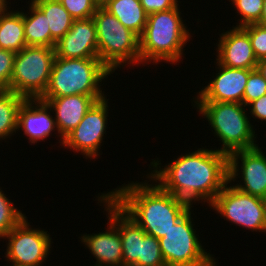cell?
I'll return each mask as SVG.
<instances>
[{
  "label": "cell",
  "mask_w": 266,
  "mask_h": 266,
  "mask_svg": "<svg viewBox=\"0 0 266 266\" xmlns=\"http://www.w3.org/2000/svg\"><path fill=\"white\" fill-rule=\"evenodd\" d=\"M99 6H102L103 4H105L108 0H95Z\"/></svg>",
  "instance_id": "cell-36"
},
{
  "label": "cell",
  "mask_w": 266,
  "mask_h": 266,
  "mask_svg": "<svg viewBox=\"0 0 266 266\" xmlns=\"http://www.w3.org/2000/svg\"><path fill=\"white\" fill-rule=\"evenodd\" d=\"M26 46L24 12H8L6 7L0 12V49L17 53Z\"/></svg>",
  "instance_id": "cell-20"
},
{
  "label": "cell",
  "mask_w": 266,
  "mask_h": 266,
  "mask_svg": "<svg viewBox=\"0 0 266 266\" xmlns=\"http://www.w3.org/2000/svg\"><path fill=\"white\" fill-rule=\"evenodd\" d=\"M15 52L0 49V91H10Z\"/></svg>",
  "instance_id": "cell-30"
},
{
  "label": "cell",
  "mask_w": 266,
  "mask_h": 266,
  "mask_svg": "<svg viewBox=\"0 0 266 266\" xmlns=\"http://www.w3.org/2000/svg\"><path fill=\"white\" fill-rule=\"evenodd\" d=\"M55 50L46 46H26L15 54L10 91L25 99L41 98L47 90Z\"/></svg>",
  "instance_id": "cell-8"
},
{
  "label": "cell",
  "mask_w": 266,
  "mask_h": 266,
  "mask_svg": "<svg viewBox=\"0 0 266 266\" xmlns=\"http://www.w3.org/2000/svg\"><path fill=\"white\" fill-rule=\"evenodd\" d=\"M241 160L242 184L233 185L252 196L266 200V156L257 146L252 149L239 150L228 155V182L235 181Z\"/></svg>",
  "instance_id": "cell-13"
},
{
  "label": "cell",
  "mask_w": 266,
  "mask_h": 266,
  "mask_svg": "<svg viewBox=\"0 0 266 266\" xmlns=\"http://www.w3.org/2000/svg\"><path fill=\"white\" fill-rule=\"evenodd\" d=\"M264 0H231L235 5L237 13L241 15L239 25L243 27L248 24L257 23L261 17Z\"/></svg>",
  "instance_id": "cell-26"
},
{
  "label": "cell",
  "mask_w": 266,
  "mask_h": 266,
  "mask_svg": "<svg viewBox=\"0 0 266 266\" xmlns=\"http://www.w3.org/2000/svg\"><path fill=\"white\" fill-rule=\"evenodd\" d=\"M263 95H266V80L257 69H253L250 71L247 79L243 96V104L247 106L250 102Z\"/></svg>",
  "instance_id": "cell-27"
},
{
  "label": "cell",
  "mask_w": 266,
  "mask_h": 266,
  "mask_svg": "<svg viewBox=\"0 0 266 266\" xmlns=\"http://www.w3.org/2000/svg\"><path fill=\"white\" fill-rule=\"evenodd\" d=\"M56 57L68 59L99 58L93 17L74 20L70 30L55 44Z\"/></svg>",
  "instance_id": "cell-15"
},
{
  "label": "cell",
  "mask_w": 266,
  "mask_h": 266,
  "mask_svg": "<svg viewBox=\"0 0 266 266\" xmlns=\"http://www.w3.org/2000/svg\"><path fill=\"white\" fill-rule=\"evenodd\" d=\"M7 3V4H6ZM8 5V2L6 0H0V12L5 9Z\"/></svg>",
  "instance_id": "cell-35"
},
{
  "label": "cell",
  "mask_w": 266,
  "mask_h": 266,
  "mask_svg": "<svg viewBox=\"0 0 266 266\" xmlns=\"http://www.w3.org/2000/svg\"><path fill=\"white\" fill-rule=\"evenodd\" d=\"M46 16L51 39L56 43L71 28L74 19L62 3L52 0H31Z\"/></svg>",
  "instance_id": "cell-23"
},
{
  "label": "cell",
  "mask_w": 266,
  "mask_h": 266,
  "mask_svg": "<svg viewBox=\"0 0 266 266\" xmlns=\"http://www.w3.org/2000/svg\"><path fill=\"white\" fill-rule=\"evenodd\" d=\"M116 189L106 194L147 234L157 239L163 238L192 207L158 184L154 186L146 181Z\"/></svg>",
  "instance_id": "cell-2"
},
{
  "label": "cell",
  "mask_w": 266,
  "mask_h": 266,
  "mask_svg": "<svg viewBox=\"0 0 266 266\" xmlns=\"http://www.w3.org/2000/svg\"><path fill=\"white\" fill-rule=\"evenodd\" d=\"M210 204L226 220L252 231L266 232V200L227 186Z\"/></svg>",
  "instance_id": "cell-10"
},
{
  "label": "cell",
  "mask_w": 266,
  "mask_h": 266,
  "mask_svg": "<svg viewBox=\"0 0 266 266\" xmlns=\"http://www.w3.org/2000/svg\"><path fill=\"white\" fill-rule=\"evenodd\" d=\"M248 34L251 46L257 60L266 58V27L257 23L248 24L242 27Z\"/></svg>",
  "instance_id": "cell-28"
},
{
  "label": "cell",
  "mask_w": 266,
  "mask_h": 266,
  "mask_svg": "<svg viewBox=\"0 0 266 266\" xmlns=\"http://www.w3.org/2000/svg\"><path fill=\"white\" fill-rule=\"evenodd\" d=\"M51 111L48 104L40 98L25 99L18 110L17 129H22L33 144L38 140H44L52 131L58 132L55 118L50 114Z\"/></svg>",
  "instance_id": "cell-18"
},
{
  "label": "cell",
  "mask_w": 266,
  "mask_h": 266,
  "mask_svg": "<svg viewBox=\"0 0 266 266\" xmlns=\"http://www.w3.org/2000/svg\"><path fill=\"white\" fill-rule=\"evenodd\" d=\"M105 97V95H71L40 99L48 104L52 112L55 111L58 136H61L60 143L63 144L64 138L78 126L90 107Z\"/></svg>",
  "instance_id": "cell-16"
},
{
  "label": "cell",
  "mask_w": 266,
  "mask_h": 266,
  "mask_svg": "<svg viewBox=\"0 0 266 266\" xmlns=\"http://www.w3.org/2000/svg\"><path fill=\"white\" fill-rule=\"evenodd\" d=\"M256 69L259 71V73L266 80V58L258 61L257 65H256Z\"/></svg>",
  "instance_id": "cell-33"
},
{
  "label": "cell",
  "mask_w": 266,
  "mask_h": 266,
  "mask_svg": "<svg viewBox=\"0 0 266 266\" xmlns=\"http://www.w3.org/2000/svg\"><path fill=\"white\" fill-rule=\"evenodd\" d=\"M178 6L147 16V23L140 39V63L176 64L182 59L183 48L190 41V33L182 22ZM175 62V63H174Z\"/></svg>",
  "instance_id": "cell-3"
},
{
  "label": "cell",
  "mask_w": 266,
  "mask_h": 266,
  "mask_svg": "<svg viewBox=\"0 0 266 266\" xmlns=\"http://www.w3.org/2000/svg\"><path fill=\"white\" fill-rule=\"evenodd\" d=\"M52 1L59 2V3H63L64 2V0H52Z\"/></svg>",
  "instance_id": "cell-37"
},
{
  "label": "cell",
  "mask_w": 266,
  "mask_h": 266,
  "mask_svg": "<svg viewBox=\"0 0 266 266\" xmlns=\"http://www.w3.org/2000/svg\"><path fill=\"white\" fill-rule=\"evenodd\" d=\"M26 218L4 237L8 240L5 257L14 266H42L51 250L52 239L44 230L29 228Z\"/></svg>",
  "instance_id": "cell-11"
},
{
  "label": "cell",
  "mask_w": 266,
  "mask_h": 266,
  "mask_svg": "<svg viewBox=\"0 0 266 266\" xmlns=\"http://www.w3.org/2000/svg\"><path fill=\"white\" fill-rule=\"evenodd\" d=\"M247 106H251L249 109L251 110L250 113L253 115V118L255 117L261 120V122L263 120L266 121V95L250 102Z\"/></svg>",
  "instance_id": "cell-32"
},
{
  "label": "cell",
  "mask_w": 266,
  "mask_h": 266,
  "mask_svg": "<svg viewBox=\"0 0 266 266\" xmlns=\"http://www.w3.org/2000/svg\"><path fill=\"white\" fill-rule=\"evenodd\" d=\"M198 111L206 117L220 141L216 149L226 155L258 146L253 125L245 113V105L232 102H194Z\"/></svg>",
  "instance_id": "cell-5"
},
{
  "label": "cell",
  "mask_w": 266,
  "mask_h": 266,
  "mask_svg": "<svg viewBox=\"0 0 266 266\" xmlns=\"http://www.w3.org/2000/svg\"><path fill=\"white\" fill-rule=\"evenodd\" d=\"M110 220L119 230L123 266H166L157 238L147 234L107 194L98 196Z\"/></svg>",
  "instance_id": "cell-6"
},
{
  "label": "cell",
  "mask_w": 266,
  "mask_h": 266,
  "mask_svg": "<svg viewBox=\"0 0 266 266\" xmlns=\"http://www.w3.org/2000/svg\"><path fill=\"white\" fill-rule=\"evenodd\" d=\"M217 59L221 65L229 68L256 69L255 56L249 34L242 27H233L220 35Z\"/></svg>",
  "instance_id": "cell-17"
},
{
  "label": "cell",
  "mask_w": 266,
  "mask_h": 266,
  "mask_svg": "<svg viewBox=\"0 0 266 266\" xmlns=\"http://www.w3.org/2000/svg\"><path fill=\"white\" fill-rule=\"evenodd\" d=\"M2 192L0 189V238H4L25 217Z\"/></svg>",
  "instance_id": "cell-25"
},
{
  "label": "cell",
  "mask_w": 266,
  "mask_h": 266,
  "mask_svg": "<svg viewBox=\"0 0 266 266\" xmlns=\"http://www.w3.org/2000/svg\"><path fill=\"white\" fill-rule=\"evenodd\" d=\"M216 77L199 91L194 102H232L242 103L244 90L252 69L229 68L218 61Z\"/></svg>",
  "instance_id": "cell-14"
},
{
  "label": "cell",
  "mask_w": 266,
  "mask_h": 266,
  "mask_svg": "<svg viewBox=\"0 0 266 266\" xmlns=\"http://www.w3.org/2000/svg\"><path fill=\"white\" fill-rule=\"evenodd\" d=\"M31 14L24 13V33L27 46H46L55 48L51 39L49 25L45 14L31 1L29 6Z\"/></svg>",
  "instance_id": "cell-22"
},
{
  "label": "cell",
  "mask_w": 266,
  "mask_h": 266,
  "mask_svg": "<svg viewBox=\"0 0 266 266\" xmlns=\"http://www.w3.org/2000/svg\"><path fill=\"white\" fill-rule=\"evenodd\" d=\"M257 24L266 27V0L263 1L262 13Z\"/></svg>",
  "instance_id": "cell-34"
},
{
  "label": "cell",
  "mask_w": 266,
  "mask_h": 266,
  "mask_svg": "<svg viewBox=\"0 0 266 266\" xmlns=\"http://www.w3.org/2000/svg\"><path fill=\"white\" fill-rule=\"evenodd\" d=\"M62 5L74 20L93 17L99 7L95 0H64Z\"/></svg>",
  "instance_id": "cell-29"
},
{
  "label": "cell",
  "mask_w": 266,
  "mask_h": 266,
  "mask_svg": "<svg viewBox=\"0 0 266 266\" xmlns=\"http://www.w3.org/2000/svg\"><path fill=\"white\" fill-rule=\"evenodd\" d=\"M159 164L158 160L151 162L156 169L147 177L190 205L200 200L210 205L228 182V155L215 149L181 154L164 168L159 169Z\"/></svg>",
  "instance_id": "cell-1"
},
{
  "label": "cell",
  "mask_w": 266,
  "mask_h": 266,
  "mask_svg": "<svg viewBox=\"0 0 266 266\" xmlns=\"http://www.w3.org/2000/svg\"><path fill=\"white\" fill-rule=\"evenodd\" d=\"M25 98L12 91H0V139L16 133L18 110Z\"/></svg>",
  "instance_id": "cell-24"
},
{
  "label": "cell",
  "mask_w": 266,
  "mask_h": 266,
  "mask_svg": "<svg viewBox=\"0 0 266 266\" xmlns=\"http://www.w3.org/2000/svg\"><path fill=\"white\" fill-rule=\"evenodd\" d=\"M147 15L179 6L178 0H139Z\"/></svg>",
  "instance_id": "cell-31"
},
{
  "label": "cell",
  "mask_w": 266,
  "mask_h": 266,
  "mask_svg": "<svg viewBox=\"0 0 266 266\" xmlns=\"http://www.w3.org/2000/svg\"><path fill=\"white\" fill-rule=\"evenodd\" d=\"M111 73L99 58L68 59L55 56L49 85L41 98L105 95L99 84Z\"/></svg>",
  "instance_id": "cell-4"
},
{
  "label": "cell",
  "mask_w": 266,
  "mask_h": 266,
  "mask_svg": "<svg viewBox=\"0 0 266 266\" xmlns=\"http://www.w3.org/2000/svg\"><path fill=\"white\" fill-rule=\"evenodd\" d=\"M108 99L96 101L86 112L84 118L63 141V147L81 152L86 158L98 157V151L106 135Z\"/></svg>",
  "instance_id": "cell-12"
},
{
  "label": "cell",
  "mask_w": 266,
  "mask_h": 266,
  "mask_svg": "<svg viewBox=\"0 0 266 266\" xmlns=\"http://www.w3.org/2000/svg\"><path fill=\"white\" fill-rule=\"evenodd\" d=\"M189 209L180 220L158 239L166 266H216V261L202 247L193 229Z\"/></svg>",
  "instance_id": "cell-9"
},
{
  "label": "cell",
  "mask_w": 266,
  "mask_h": 266,
  "mask_svg": "<svg viewBox=\"0 0 266 266\" xmlns=\"http://www.w3.org/2000/svg\"><path fill=\"white\" fill-rule=\"evenodd\" d=\"M98 39V57L111 71L122 64H140V39L103 6L93 15Z\"/></svg>",
  "instance_id": "cell-7"
},
{
  "label": "cell",
  "mask_w": 266,
  "mask_h": 266,
  "mask_svg": "<svg viewBox=\"0 0 266 266\" xmlns=\"http://www.w3.org/2000/svg\"><path fill=\"white\" fill-rule=\"evenodd\" d=\"M108 231L98 234H84L81 242L84 243L95 257L94 266H123L122 241L119 230L110 221Z\"/></svg>",
  "instance_id": "cell-19"
},
{
  "label": "cell",
  "mask_w": 266,
  "mask_h": 266,
  "mask_svg": "<svg viewBox=\"0 0 266 266\" xmlns=\"http://www.w3.org/2000/svg\"><path fill=\"white\" fill-rule=\"evenodd\" d=\"M126 28L139 37L147 23V14L139 0H108L102 5Z\"/></svg>",
  "instance_id": "cell-21"
}]
</instances>
